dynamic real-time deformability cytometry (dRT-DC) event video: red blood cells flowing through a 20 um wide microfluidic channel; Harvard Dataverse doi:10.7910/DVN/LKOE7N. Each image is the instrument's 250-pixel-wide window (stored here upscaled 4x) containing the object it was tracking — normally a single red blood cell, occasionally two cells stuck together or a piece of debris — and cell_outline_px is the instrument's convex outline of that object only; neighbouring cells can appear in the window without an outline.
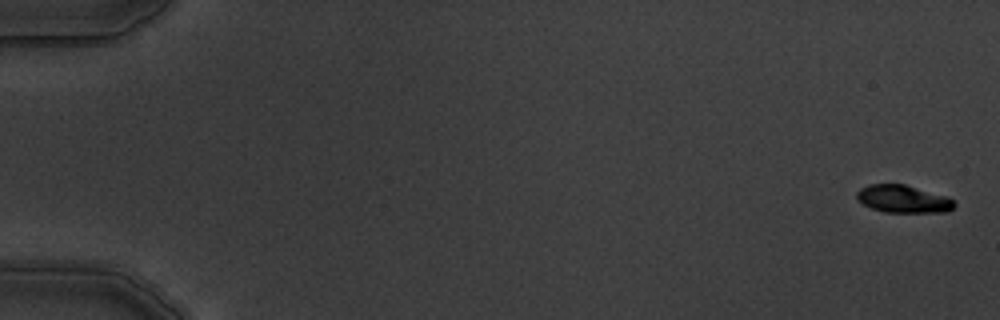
{"species": "common noctule bat (a hibernating species)", "species_latin": "Nyctalus noctula", "temperature_condition": "warm", "stored_images_in_passage": 5, "camera_frame_rate_fps": 3000, "um_per_image_px": 0.085, "animal": {"sex": "male", "body_mass_g": 19.5, "forearm_length_mm": 54.6}, "frame": {"image": 1, "passage_image": 1, "time_ms": 0.0, "image_size_px": [1000, 320], "cell_outline_px": [[956, 204], [948, 212], [884, 212], [872, 208], [856, 200], [856, 192], [860, 188], [868, 184], [904, 184], [948, 196]], "centroid_in_image_um": [76.76, 16.91], "position_along_channel_um": 8.2, "area_um2": 15.78}}
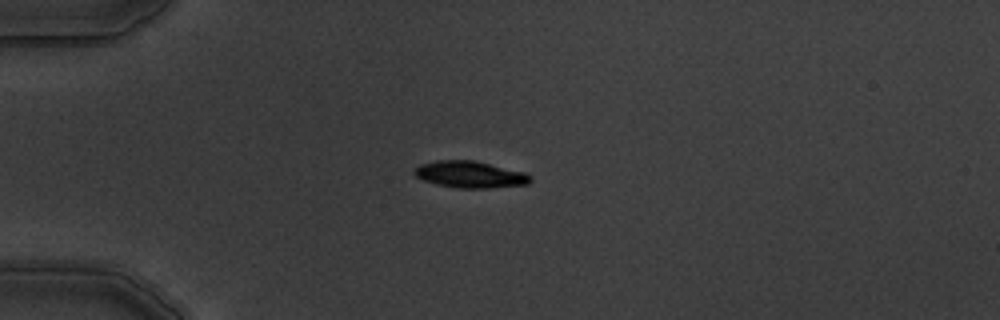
{"frame": {"image": 2, "passage_image": 5, "time_ms": 4.667, "image_size_px": [1000, 320], "cell_outline_px": [[532, 180], [528, 184], [488, 188], [460, 188], [436, 184], [424, 180], [416, 176], [412, 172], [412, 168], [420, 164], [436, 160], [476, 160], [524, 172], [532, 176]], "centroid_in_image_um": [39.94, 14.82], "position_along_channel_um": 45.1, "area_um2": 18.21}}